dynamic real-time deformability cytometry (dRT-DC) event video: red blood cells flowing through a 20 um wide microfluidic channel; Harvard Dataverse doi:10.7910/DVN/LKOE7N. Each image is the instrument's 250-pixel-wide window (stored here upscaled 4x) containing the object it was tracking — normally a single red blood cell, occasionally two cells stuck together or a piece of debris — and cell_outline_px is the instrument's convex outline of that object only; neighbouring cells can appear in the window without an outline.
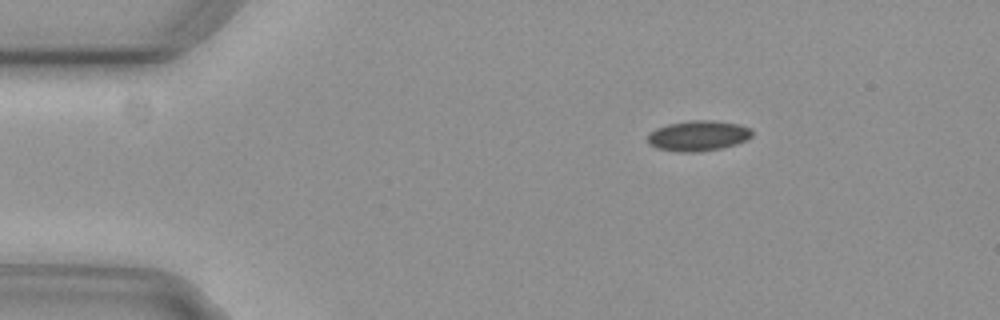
{"species": "common noctule bat (a hibernating species)", "species_latin": "Nyctalus noctula", "temperature_condition": "cold", "stored_images_in_passage": 4, "camera_frame_rate_fps": 3000, "um_per_image_px": 0.085, "animal": {"sex": "female", "body_mass_g": 29.2, "forearm_length_mm": 56.3}, "frame": {"image": 1, "passage_image": 2, "time_ms": 0.333, "image_size_px": [1000, 320], "cell_outline_px": [[752, 136], [736, 144], [720, 148], [700, 152], [680, 152], [656, 148], [648, 144], [648, 136], [656, 128], [668, 124], [692, 120], [712, 120], [740, 124], [752, 128]], "centroid_in_image_um": [59.36, 11.54], "position_along_channel_um": 25.6, "area_um2": 18.5}}